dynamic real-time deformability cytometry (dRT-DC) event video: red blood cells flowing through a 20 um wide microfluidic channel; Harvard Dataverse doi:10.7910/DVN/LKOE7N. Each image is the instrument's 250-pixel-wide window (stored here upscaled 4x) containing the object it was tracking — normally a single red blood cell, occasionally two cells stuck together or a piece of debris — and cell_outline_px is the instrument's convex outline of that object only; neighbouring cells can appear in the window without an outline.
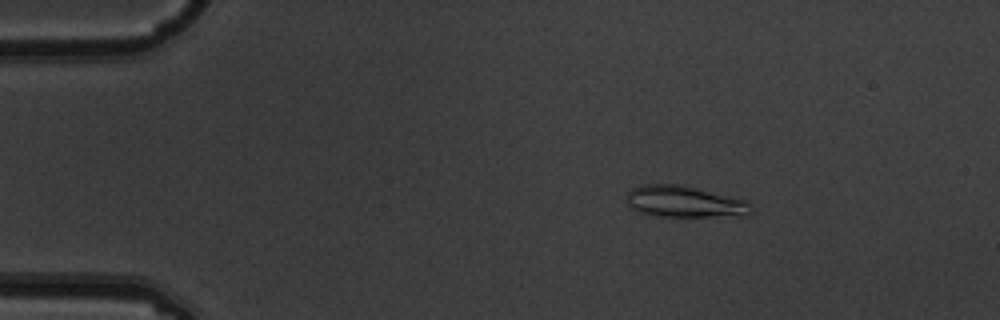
{"species": "common noctule bat (a hibernating species)", "species_latin": "Nyctalus noctula", "temperature_condition": "warm", "stored_images_in_passage": 5, "camera_frame_rate_fps": 3000, "um_per_image_px": 0.085, "animal": {"sex": "male", "body_mass_g": 19.5, "forearm_length_mm": 54.6}, "frame": {"image": 1, "passage_image": 3, "time_ms": 0.667, "image_size_px": [1000, 320], "cell_outline_px": [[752, 212], [748, 216], [648, 216], [632, 208], [628, 204], [628, 192], [632, 188], [644, 184], [684, 184], [748, 200]], "centroid_in_image_um": [58.23, 17.14], "position_along_channel_um": 26.8, "area_um2": 23.18}}